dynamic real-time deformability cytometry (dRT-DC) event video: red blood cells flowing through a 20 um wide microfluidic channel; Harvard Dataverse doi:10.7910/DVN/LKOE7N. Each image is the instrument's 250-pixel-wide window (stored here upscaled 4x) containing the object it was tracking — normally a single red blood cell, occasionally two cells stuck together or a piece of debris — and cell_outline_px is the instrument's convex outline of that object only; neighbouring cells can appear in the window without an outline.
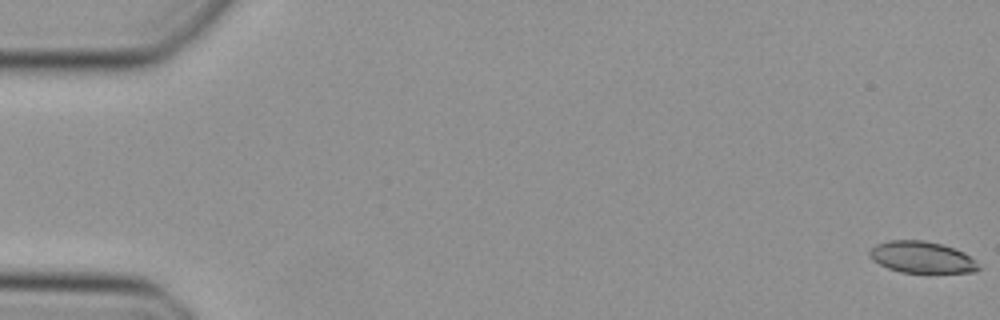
{"species": "Egyptian fruit bat (a non-hibernating species)", "species_latin": "Rousettus aegyptiacus", "temperature_condition": "cold", "stored_images_in_passage": 49, "camera_frame_rate_fps": 3000, "um_per_image_px": 0.085, "animal": {"sex": "female"}, "frame": {"image": 1, "passage_image": 1, "time_ms": 0.0, "image_size_px": [1000, 320], "cell_outline_px": [[980, 268], [976, 272], [900, 272], [888, 268], [872, 260], [868, 256], [868, 252], [876, 244], [888, 240], [924, 240], [940, 244], [964, 252], [976, 260]], "centroid_in_image_um": [78.34, 21.86], "position_along_channel_um": 6.7, "area_um2": 20.0}}
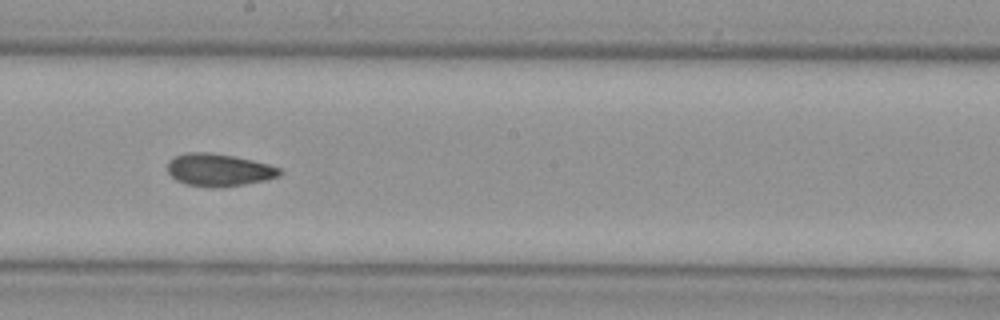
{"frame": {"image": 2, "passage_image": 28, "time_ms": 9.0, "image_size_px": [1000, 320], "cell_outline_px": [[284, 172], [280, 176], [268, 180], [244, 184], [216, 188], [208, 188], [184, 184], [176, 180], [168, 172], [168, 160], [184, 152], [208, 152], [232, 156], [252, 160], [268, 164], [280, 168]], "centroid_in_image_um": [18.61, 14.46], "position_along_channel_um": 229.6, "area_um2": 21.5}}
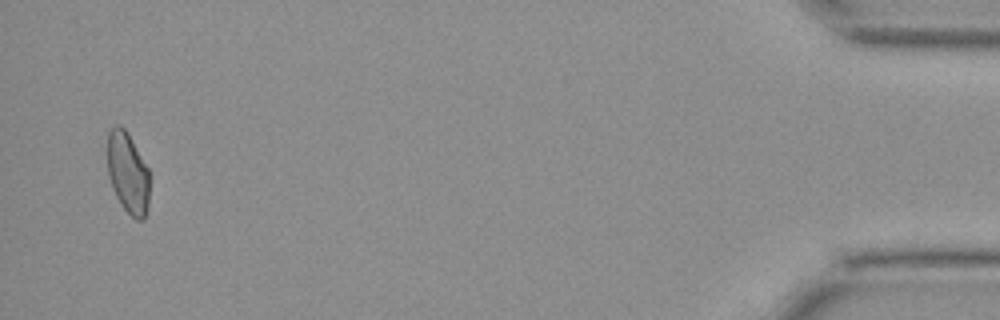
{"frame": {"image": 3, "passage_image": 48, "time_ms": 15.667, "image_size_px": [1000, 320], "cell_outline_px": [[148, 208], [144, 220], [136, 220], [124, 208], [116, 196], [112, 188], [108, 176], [108, 132], [116, 124], [120, 124], [128, 132], [148, 168]], "centroid_in_image_um": [10.86, 14.68], "position_along_channel_um": 424.3, "area_um2": 19.88}}